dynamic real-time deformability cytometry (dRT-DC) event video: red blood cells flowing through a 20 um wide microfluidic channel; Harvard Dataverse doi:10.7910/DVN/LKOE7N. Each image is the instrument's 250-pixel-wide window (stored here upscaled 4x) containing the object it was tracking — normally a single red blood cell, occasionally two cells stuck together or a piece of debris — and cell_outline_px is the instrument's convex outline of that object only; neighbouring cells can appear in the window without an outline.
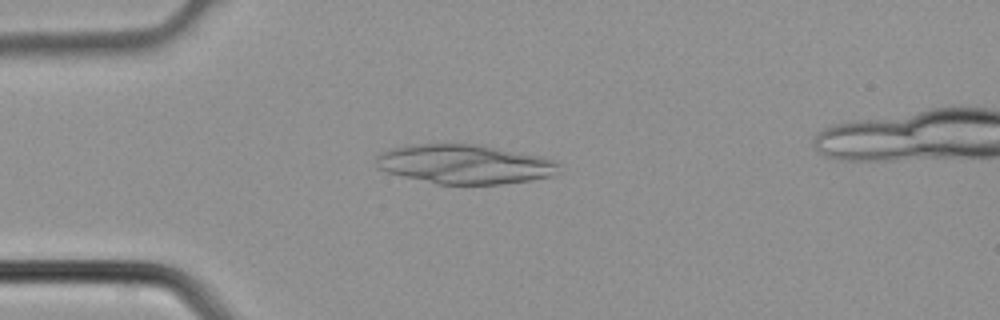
{"species": "common noctule bat (a hibernating species)", "species_latin": "Nyctalus noctula", "temperature_condition": "cold", "stored_images_in_passage": 4, "camera_frame_rate_fps": 3000, "um_per_image_px": 0.085, "animal": {"sex": "male", "body_mass_g": 21.5, "forearm_length_mm": 52.0}, "frame": {"image": 1, "passage_image": 3, "time_ms": 0.667, "image_size_px": [1000, 320], "cell_outline_px": [[560, 172], [552, 176], [532, 180], [500, 184], [436, 184], [388, 172], [376, 168], [376, 156], [380, 152], [392, 148], [412, 144], [476, 144], [544, 156], [556, 160]], "centroid_in_image_um": [39.52, 13.95], "position_along_channel_um": 45.5, "area_um2": 42.08}}